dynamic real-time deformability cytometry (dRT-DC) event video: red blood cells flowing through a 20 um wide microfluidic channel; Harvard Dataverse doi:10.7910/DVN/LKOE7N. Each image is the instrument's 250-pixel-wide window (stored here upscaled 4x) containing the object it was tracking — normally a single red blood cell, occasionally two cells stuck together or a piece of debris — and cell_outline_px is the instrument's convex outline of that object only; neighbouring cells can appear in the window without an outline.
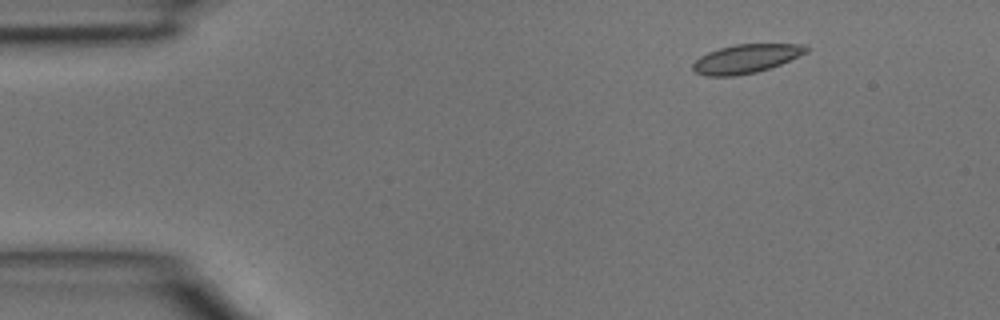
{"species": "common noctule bat (a hibernating species)", "species_latin": "Nyctalus noctula", "temperature_condition": "room temperature", "stored_images_in_passage": 3, "camera_frame_rate_fps": 3000, "um_per_image_px": 0.085, "animal": {"sex": "male", "body_mass_g": 15.6}, "frame": {"image": 1, "passage_image": 1, "time_ms": 0.0, "image_size_px": [1000, 320], "cell_outline_px": [[808, 52], [780, 64], [756, 72], [732, 76], [704, 76], [696, 72], [692, 68], [692, 64], [700, 56], [708, 52], [720, 48], [736, 44], [804, 44], [808, 48]], "centroid_in_image_um": [63.39, 4.99], "position_along_channel_um": 21.6, "area_um2": 18.84}}
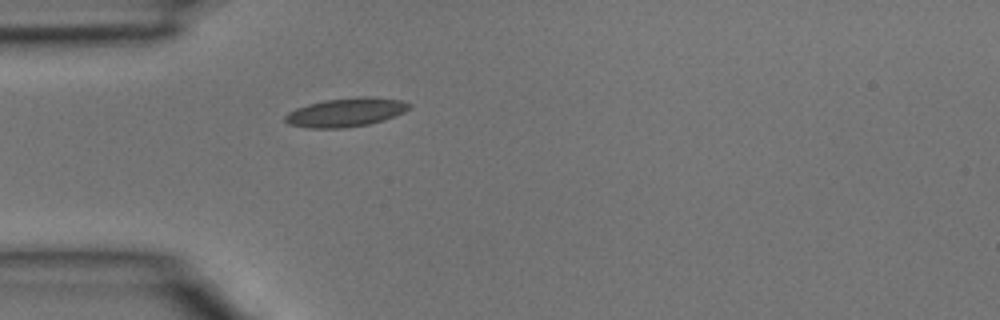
{"frame": {"image": 2, "passage_image": 3, "time_ms": 0.667, "image_size_px": [1000, 320], "cell_outline_px": [[412, 108], [404, 112], [368, 124], [344, 128], [308, 128], [288, 124], [284, 120], [284, 116], [288, 112], [296, 108], [308, 104], [324, 100], [356, 96], [368, 96], [400, 100], [412, 104]], "centroid_in_image_um": [29.37, 9.54], "position_along_channel_um": 55.6, "area_um2": 20.81}}